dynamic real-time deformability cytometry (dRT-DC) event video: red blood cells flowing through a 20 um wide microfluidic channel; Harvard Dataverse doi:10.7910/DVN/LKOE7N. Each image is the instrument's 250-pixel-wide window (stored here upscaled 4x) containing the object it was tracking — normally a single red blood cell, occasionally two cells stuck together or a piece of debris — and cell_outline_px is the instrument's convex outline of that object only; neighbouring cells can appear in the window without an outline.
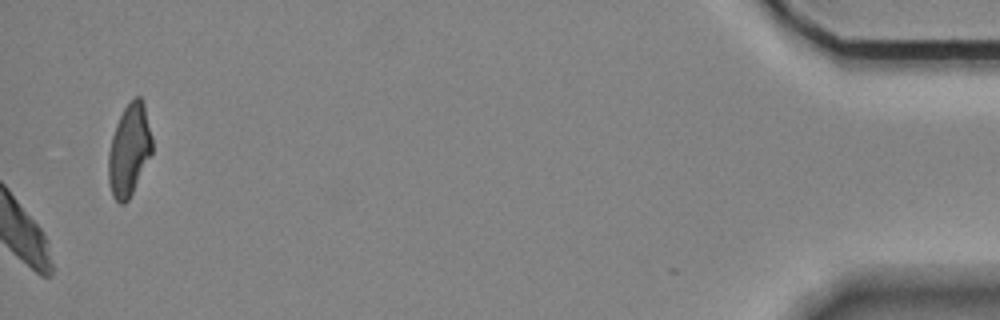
{"species": "Egyptian fruit bat (a non-hibernating species)", "species_latin": "Rousettus aegyptiacus", "temperature_condition": "room temperature", "stored_images_in_passage": 53, "camera_frame_rate_fps": 3000, "um_per_image_px": 0.085, "animal": {"sex": "female"}, "frame": {"image": 1, "passage_image": 53, "time_ms": 17.333, "image_size_px": [1000, 320], "cell_outline_px": [[152, 152], [128, 200], [124, 204], [120, 204], [112, 196], [108, 180], [108, 152], [112, 136], [116, 124], [124, 108], [136, 96], [140, 96], [144, 100], [152, 136]], "centroid_in_image_um": [10.98, 12.73], "position_along_channel_um": 424.2, "area_um2": 23.35}}